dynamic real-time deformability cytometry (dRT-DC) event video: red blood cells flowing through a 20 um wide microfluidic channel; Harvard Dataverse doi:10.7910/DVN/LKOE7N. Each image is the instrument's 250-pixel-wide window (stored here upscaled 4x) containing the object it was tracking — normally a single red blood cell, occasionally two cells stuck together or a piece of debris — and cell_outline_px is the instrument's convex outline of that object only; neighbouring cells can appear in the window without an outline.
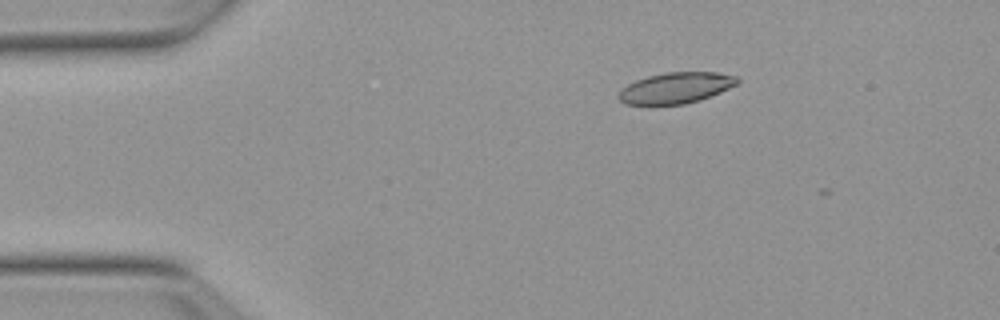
{"species": "Egyptian fruit bat (a non-hibernating species)", "species_latin": "Rousettus aegyptiacus", "temperature_condition": "warm", "stored_images_in_passage": 3, "camera_frame_rate_fps": 3000, "um_per_image_px": 0.085, "animal": {"sex": "female"}, "frame": {"image": 1, "passage_image": 1, "time_ms": 0.0, "image_size_px": [1000, 320], "cell_outline_px": [[740, 80], [736, 84], [720, 92], [700, 100], [684, 104], [624, 104], [616, 96], [620, 88], [636, 80], [648, 76], [664, 72], [716, 72], [736, 76]], "centroid_in_image_um": [57.41, 7.46], "position_along_channel_um": 27.6, "area_um2": 21.39}}